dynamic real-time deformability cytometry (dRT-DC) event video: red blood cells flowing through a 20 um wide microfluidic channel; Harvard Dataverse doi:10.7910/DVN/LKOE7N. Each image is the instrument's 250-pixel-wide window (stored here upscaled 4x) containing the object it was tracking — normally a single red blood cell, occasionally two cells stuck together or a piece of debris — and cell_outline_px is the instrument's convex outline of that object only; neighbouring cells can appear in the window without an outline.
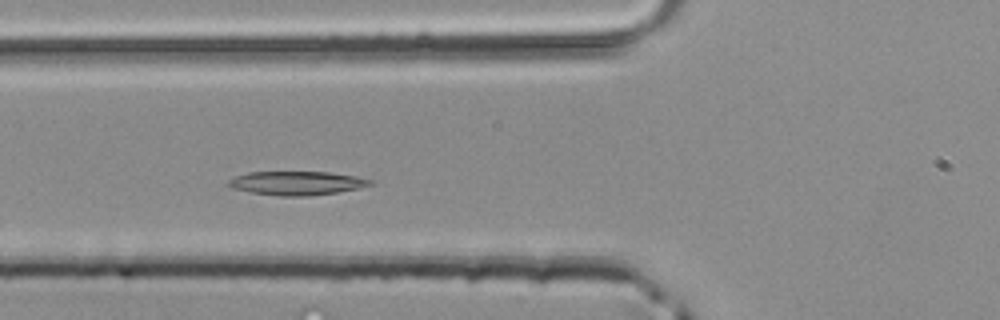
{"species": "common noctule bat (a hibernating species)", "species_latin": "Nyctalus noctula", "temperature_condition": "room temperature", "stored_images_in_passage": 3, "camera_frame_rate_fps": 3000, "um_per_image_px": 0.085, "animal": {"sex": "male", "body_mass_g": 20.4}, "frame": {"image": 1, "passage_image": 3, "time_ms": 0.667, "image_size_px": [1000, 320], "cell_outline_px": [[376, 180], [372, 184], [356, 188], [336, 192], [308, 196], [280, 196], [252, 192], [232, 188], [228, 184], [228, 180], [236, 176], [248, 172], [328, 172], [356, 176]], "centroid_in_image_um": [25.24, 15.56], "position_along_channel_um": 100.6, "area_um2": 19.48}}